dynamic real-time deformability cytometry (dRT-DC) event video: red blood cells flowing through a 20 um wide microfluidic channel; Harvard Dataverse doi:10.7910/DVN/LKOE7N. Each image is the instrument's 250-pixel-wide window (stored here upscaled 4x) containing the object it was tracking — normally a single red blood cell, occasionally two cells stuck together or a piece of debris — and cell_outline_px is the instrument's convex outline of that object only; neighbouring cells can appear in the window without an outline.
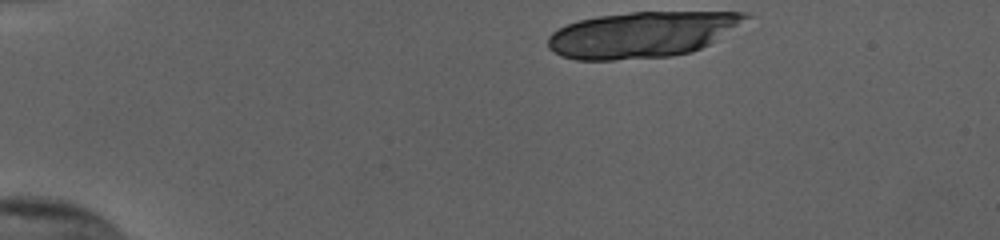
{"species": "human", "species_latin": "Homo sapiens", "temperature_condition": "cold", "stored_images_in_passage": 37, "segment_of_instrument_passage": [1, 2], "camera_frame_rate_fps": 3000, "um_per_image_px": 0.085, "donor": {"sex": "female"}, "frame": {"image": 1, "passage_image": 1, "time_ms": 0.0, "image_size_px": [1000, 240], "cell_outline_px": [[756, 16], [708, 44], [692, 52], [672, 56], [612, 60], [576, 60], [560, 56], [548, 48], [548, 36], [552, 32], [568, 24], [580, 20], [596, 16], [632, 12], [748, 12]], "centroid_in_image_um": [54.59, 2.93], "position_along_channel_um": 30.4, "area_um2": 53.0}}